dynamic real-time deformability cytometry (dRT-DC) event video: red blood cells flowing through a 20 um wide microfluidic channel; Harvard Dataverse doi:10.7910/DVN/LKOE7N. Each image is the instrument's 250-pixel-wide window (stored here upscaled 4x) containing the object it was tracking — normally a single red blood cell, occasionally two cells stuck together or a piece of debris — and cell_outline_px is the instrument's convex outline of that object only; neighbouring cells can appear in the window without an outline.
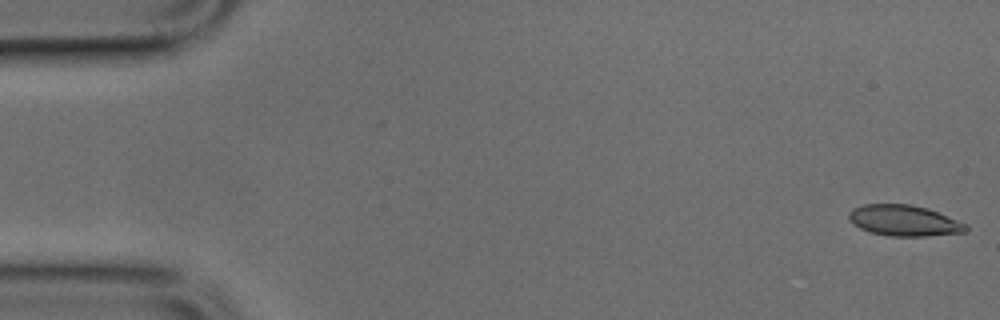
{"species": "common noctule bat (a hibernating species)", "species_latin": "Nyctalus noctula", "temperature_condition": "cold", "stored_images_in_passage": 49, "camera_frame_rate_fps": 3000, "um_per_image_px": 0.085, "animal": {"sex": "male", "body_mass_g": 17.9, "forearm_length_mm": 54.2}, "frame": {"image": 1, "passage_image": 1, "time_ms": 0.0, "image_size_px": [1000, 320], "cell_outline_px": [[968, 232], [928, 236], [892, 236], [872, 232], [860, 228], [852, 224], [848, 216], [848, 212], [852, 208], [864, 204], [912, 204], [928, 208], [968, 224]], "centroid_in_image_um": [76.87, 18.74], "position_along_channel_um": 8.1, "area_um2": 21.27}}
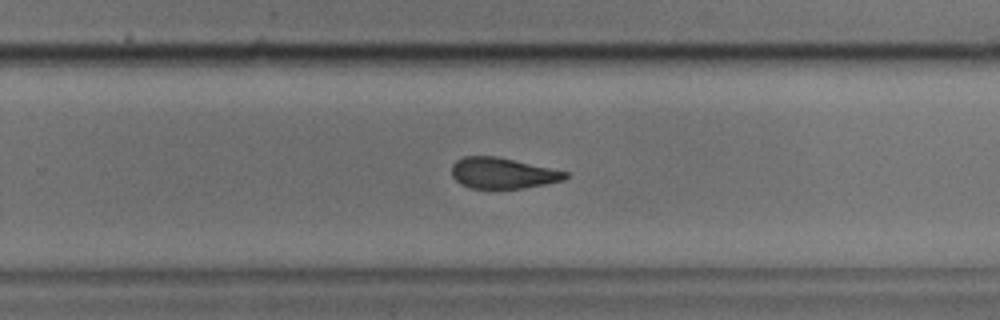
{"frame": {"image": 2, "passage_image": 31, "time_ms": 10.0, "image_size_px": [1000, 320], "cell_outline_px": [[572, 176], [564, 180], [524, 188], [472, 188], [460, 184], [452, 176], [452, 164], [456, 160], [464, 156], [496, 156], [568, 172]], "centroid_in_image_um": [42.73, 14.71], "position_along_channel_um": 287.1, "area_um2": 20.4}}
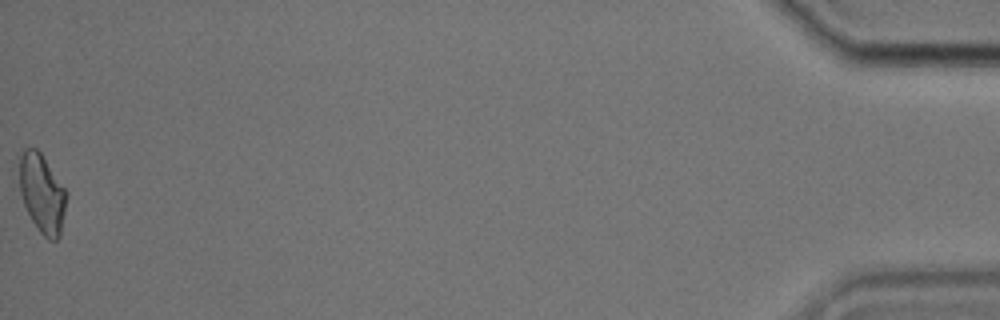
{"frame": {"image": 3, "passage_image": 49, "time_ms": 16.0, "image_size_px": [1000, 320], "cell_outline_px": [[68, 196], [60, 236], [56, 240], [48, 240], [40, 232], [32, 220], [24, 204], [20, 192], [20, 156], [24, 148], [36, 148], [40, 152], [68, 192]], "centroid_in_image_um": [3.61, 16.45], "position_along_channel_um": 431.6, "area_um2": 21.56}}